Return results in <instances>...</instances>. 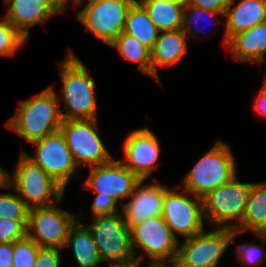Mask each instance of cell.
I'll return each instance as SVG.
<instances>
[{
  "instance_id": "1",
  "label": "cell",
  "mask_w": 266,
  "mask_h": 267,
  "mask_svg": "<svg viewBox=\"0 0 266 267\" xmlns=\"http://www.w3.org/2000/svg\"><path fill=\"white\" fill-rule=\"evenodd\" d=\"M59 103L55 90L49 86L30 100L20 101L5 126L30 143L43 139L60 129L63 119Z\"/></svg>"
},
{
  "instance_id": "30",
  "label": "cell",
  "mask_w": 266,
  "mask_h": 267,
  "mask_svg": "<svg viewBox=\"0 0 266 267\" xmlns=\"http://www.w3.org/2000/svg\"><path fill=\"white\" fill-rule=\"evenodd\" d=\"M256 236L263 242L262 245L258 246L255 242V244L244 243L237 246L236 255L245 267H256L260 263L262 264L263 258L266 257V251L263 248L266 241V233H256Z\"/></svg>"
},
{
  "instance_id": "3",
  "label": "cell",
  "mask_w": 266,
  "mask_h": 267,
  "mask_svg": "<svg viewBox=\"0 0 266 267\" xmlns=\"http://www.w3.org/2000/svg\"><path fill=\"white\" fill-rule=\"evenodd\" d=\"M230 147L217 141L183 178V189L198 198L232 180L236 175L235 157Z\"/></svg>"
},
{
  "instance_id": "10",
  "label": "cell",
  "mask_w": 266,
  "mask_h": 267,
  "mask_svg": "<svg viewBox=\"0 0 266 267\" xmlns=\"http://www.w3.org/2000/svg\"><path fill=\"white\" fill-rule=\"evenodd\" d=\"M59 130L77 166L93 167L113 159L99 137L96 119L63 120Z\"/></svg>"
},
{
  "instance_id": "16",
  "label": "cell",
  "mask_w": 266,
  "mask_h": 267,
  "mask_svg": "<svg viewBox=\"0 0 266 267\" xmlns=\"http://www.w3.org/2000/svg\"><path fill=\"white\" fill-rule=\"evenodd\" d=\"M8 4L5 19L27 39L29 29L44 24L49 18L63 13L68 0H4Z\"/></svg>"
},
{
  "instance_id": "15",
  "label": "cell",
  "mask_w": 266,
  "mask_h": 267,
  "mask_svg": "<svg viewBox=\"0 0 266 267\" xmlns=\"http://www.w3.org/2000/svg\"><path fill=\"white\" fill-rule=\"evenodd\" d=\"M124 159L119 160L140 179H147L157 168L160 144L156 135L148 128H140L130 133L123 147Z\"/></svg>"
},
{
  "instance_id": "14",
  "label": "cell",
  "mask_w": 266,
  "mask_h": 267,
  "mask_svg": "<svg viewBox=\"0 0 266 267\" xmlns=\"http://www.w3.org/2000/svg\"><path fill=\"white\" fill-rule=\"evenodd\" d=\"M89 168L91 171L85 181V189L95 191V196L112 197L117 202L120 199V206L141 180L114 158L106 164Z\"/></svg>"
},
{
  "instance_id": "33",
  "label": "cell",
  "mask_w": 266,
  "mask_h": 267,
  "mask_svg": "<svg viewBox=\"0 0 266 267\" xmlns=\"http://www.w3.org/2000/svg\"><path fill=\"white\" fill-rule=\"evenodd\" d=\"M117 201L112 197L95 196L91 205L93 216L111 215L120 211L116 210Z\"/></svg>"
},
{
  "instance_id": "20",
  "label": "cell",
  "mask_w": 266,
  "mask_h": 267,
  "mask_svg": "<svg viewBox=\"0 0 266 267\" xmlns=\"http://www.w3.org/2000/svg\"><path fill=\"white\" fill-rule=\"evenodd\" d=\"M234 59L262 63L266 55V22L234 35L227 45Z\"/></svg>"
},
{
  "instance_id": "37",
  "label": "cell",
  "mask_w": 266,
  "mask_h": 267,
  "mask_svg": "<svg viewBox=\"0 0 266 267\" xmlns=\"http://www.w3.org/2000/svg\"><path fill=\"white\" fill-rule=\"evenodd\" d=\"M10 188L8 184V172L0 166V189Z\"/></svg>"
},
{
  "instance_id": "26",
  "label": "cell",
  "mask_w": 266,
  "mask_h": 267,
  "mask_svg": "<svg viewBox=\"0 0 266 267\" xmlns=\"http://www.w3.org/2000/svg\"><path fill=\"white\" fill-rule=\"evenodd\" d=\"M28 214L29 208L17 193L0 194V219L18 220L27 228Z\"/></svg>"
},
{
  "instance_id": "34",
  "label": "cell",
  "mask_w": 266,
  "mask_h": 267,
  "mask_svg": "<svg viewBox=\"0 0 266 267\" xmlns=\"http://www.w3.org/2000/svg\"><path fill=\"white\" fill-rule=\"evenodd\" d=\"M230 0H189L187 3L202 9L212 10L225 14Z\"/></svg>"
},
{
  "instance_id": "4",
  "label": "cell",
  "mask_w": 266,
  "mask_h": 267,
  "mask_svg": "<svg viewBox=\"0 0 266 267\" xmlns=\"http://www.w3.org/2000/svg\"><path fill=\"white\" fill-rule=\"evenodd\" d=\"M8 184L29 209L61 204L65 189L34 164L21 151L15 171L8 173Z\"/></svg>"
},
{
  "instance_id": "36",
  "label": "cell",
  "mask_w": 266,
  "mask_h": 267,
  "mask_svg": "<svg viewBox=\"0 0 266 267\" xmlns=\"http://www.w3.org/2000/svg\"><path fill=\"white\" fill-rule=\"evenodd\" d=\"M254 108L260 116H266V81L263 82V86L256 98Z\"/></svg>"
},
{
  "instance_id": "2",
  "label": "cell",
  "mask_w": 266,
  "mask_h": 267,
  "mask_svg": "<svg viewBox=\"0 0 266 267\" xmlns=\"http://www.w3.org/2000/svg\"><path fill=\"white\" fill-rule=\"evenodd\" d=\"M62 93L59 101L66 105L61 111L63 120L97 119L95 81L87 71V67L69 52L63 61L59 62Z\"/></svg>"
},
{
  "instance_id": "7",
  "label": "cell",
  "mask_w": 266,
  "mask_h": 267,
  "mask_svg": "<svg viewBox=\"0 0 266 267\" xmlns=\"http://www.w3.org/2000/svg\"><path fill=\"white\" fill-rule=\"evenodd\" d=\"M238 234L234 229L217 227L185 238L171 267H219L221 256Z\"/></svg>"
},
{
  "instance_id": "38",
  "label": "cell",
  "mask_w": 266,
  "mask_h": 267,
  "mask_svg": "<svg viewBox=\"0 0 266 267\" xmlns=\"http://www.w3.org/2000/svg\"><path fill=\"white\" fill-rule=\"evenodd\" d=\"M111 267H140V263L126 264V265H111Z\"/></svg>"
},
{
  "instance_id": "31",
  "label": "cell",
  "mask_w": 266,
  "mask_h": 267,
  "mask_svg": "<svg viewBox=\"0 0 266 267\" xmlns=\"http://www.w3.org/2000/svg\"><path fill=\"white\" fill-rule=\"evenodd\" d=\"M27 236V228L18 220L0 219V243H14Z\"/></svg>"
},
{
  "instance_id": "6",
  "label": "cell",
  "mask_w": 266,
  "mask_h": 267,
  "mask_svg": "<svg viewBox=\"0 0 266 267\" xmlns=\"http://www.w3.org/2000/svg\"><path fill=\"white\" fill-rule=\"evenodd\" d=\"M90 230L102 262L126 265L136 262L131 246L130 228L121 212L111 215L93 216L86 225Z\"/></svg>"
},
{
  "instance_id": "17",
  "label": "cell",
  "mask_w": 266,
  "mask_h": 267,
  "mask_svg": "<svg viewBox=\"0 0 266 267\" xmlns=\"http://www.w3.org/2000/svg\"><path fill=\"white\" fill-rule=\"evenodd\" d=\"M144 182L141 179L128 197L129 202L121 205L123 220L129 228L148 218L162 216L164 195L169 188L158 183L144 185Z\"/></svg>"
},
{
  "instance_id": "25",
  "label": "cell",
  "mask_w": 266,
  "mask_h": 267,
  "mask_svg": "<svg viewBox=\"0 0 266 267\" xmlns=\"http://www.w3.org/2000/svg\"><path fill=\"white\" fill-rule=\"evenodd\" d=\"M109 46L126 60L137 62L138 70L151 77V50L136 38L122 32Z\"/></svg>"
},
{
  "instance_id": "28",
  "label": "cell",
  "mask_w": 266,
  "mask_h": 267,
  "mask_svg": "<svg viewBox=\"0 0 266 267\" xmlns=\"http://www.w3.org/2000/svg\"><path fill=\"white\" fill-rule=\"evenodd\" d=\"M39 248L40 246L27 236L14 242L12 267H34Z\"/></svg>"
},
{
  "instance_id": "9",
  "label": "cell",
  "mask_w": 266,
  "mask_h": 267,
  "mask_svg": "<svg viewBox=\"0 0 266 267\" xmlns=\"http://www.w3.org/2000/svg\"><path fill=\"white\" fill-rule=\"evenodd\" d=\"M84 0H74L79 6ZM136 0H89L77 19L98 39L111 44L124 30L126 15Z\"/></svg>"
},
{
  "instance_id": "12",
  "label": "cell",
  "mask_w": 266,
  "mask_h": 267,
  "mask_svg": "<svg viewBox=\"0 0 266 267\" xmlns=\"http://www.w3.org/2000/svg\"><path fill=\"white\" fill-rule=\"evenodd\" d=\"M162 217L176 237L189 238L205 230L202 199L183 188L180 192L170 188L165 192Z\"/></svg>"
},
{
  "instance_id": "21",
  "label": "cell",
  "mask_w": 266,
  "mask_h": 267,
  "mask_svg": "<svg viewBox=\"0 0 266 267\" xmlns=\"http://www.w3.org/2000/svg\"><path fill=\"white\" fill-rule=\"evenodd\" d=\"M234 230L266 233V182L251 184L241 223Z\"/></svg>"
},
{
  "instance_id": "11",
  "label": "cell",
  "mask_w": 266,
  "mask_h": 267,
  "mask_svg": "<svg viewBox=\"0 0 266 267\" xmlns=\"http://www.w3.org/2000/svg\"><path fill=\"white\" fill-rule=\"evenodd\" d=\"M57 206L58 203L29 209L27 237L40 247L64 249L70 228L82 217Z\"/></svg>"
},
{
  "instance_id": "23",
  "label": "cell",
  "mask_w": 266,
  "mask_h": 267,
  "mask_svg": "<svg viewBox=\"0 0 266 267\" xmlns=\"http://www.w3.org/2000/svg\"><path fill=\"white\" fill-rule=\"evenodd\" d=\"M147 11L149 18L160 32L182 27L185 4L169 0H137Z\"/></svg>"
},
{
  "instance_id": "18",
  "label": "cell",
  "mask_w": 266,
  "mask_h": 267,
  "mask_svg": "<svg viewBox=\"0 0 266 267\" xmlns=\"http://www.w3.org/2000/svg\"><path fill=\"white\" fill-rule=\"evenodd\" d=\"M234 3L235 0H230L224 14L227 19L223 44L226 47L234 35L266 22V0H240Z\"/></svg>"
},
{
  "instance_id": "39",
  "label": "cell",
  "mask_w": 266,
  "mask_h": 267,
  "mask_svg": "<svg viewBox=\"0 0 266 267\" xmlns=\"http://www.w3.org/2000/svg\"><path fill=\"white\" fill-rule=\"evenodd\" d=\"M169 1H172V2H175V3L187 4V2H188L189 0H169Z\"/></svg>"
},
{
  "instance_id": "8",
  "label": "cell",
  "mask_w": 266,
  "mask_h": 267,
  "mask_svg": "<svg viewBox=\"0 0 266 267\" xmlns=\"http://www.w3.org/2000/svg\"><path fill=\"white\" fill-rule=\"evenodd\" d=\"M251 184L239 182L236 175L209 192L202 198L205 220L215 227L235 229L241 223Z\"/></svg>"
},
{
  "instance_id": "32",
  "label": "cell",
  "mask_w": 266,
  "mask_h": 267,
  "mask_svg": "<svg viewBox=\"0 0 266 267\" xmlns=\"http://www.w3.org/2000/svg\"><path fill=\"white\" fill-rule=\"evenodd\" d=\"M60 248L40 247L34 267H60Z\"/></svg>"
},
{
  "instance_id": "35",
  "label": "cell",
  "mask_w": 266,
  "mask_h": 267,
  "mask_svg": "<svg viewBox=\"0 0 266 267\" xmlns=\"http://www.w3.org/2000/svg\"><path fill=\"white\" fill-rule=\"evenodd\" d=\"M13 243H0V267H12Z\"/></svg>"
},
{
  "instance_id": "29",
  "label": "cell",
  "mask_w": 266,
  "mask_h": 267,
  "mask_svg": "<svg viewBox=\"0 0 266 267\" xmlns=\"http://www.w3.org/2000/svg\"><path fill=\"white\" fill-rule=\"evenodd\" d=\"M217 14L218 15L221 14L222 16L224 15L220 12L202 9L200 7L192 6V5H189L187 3L184 6L181 29L185 33L186 36H187V34H189L187 37H189V36H191L192 38L197 37L196 39H198L197 33H195V32L201 33V32H203V30L201 29L202 27L201 28L198 27L197 21L200 18L203 19V18H206L208 16H210V18L213 17V19L215 20V19H217ZM192 26L194 27L193 29H192ZM199 26H201V25H199Z\"/></svg>"
},
{
  "instance_id": "19",
  "label": "cell",
  "mask_w": 266,
  "mask_h": 267,
  "mask_svg": "<svg viewBox=\"0 0 266 267\" xmlns=\"http://www.w3.org/2000/svg\"><path fill=\"white\" fill-rule=\"evenodd\" d=\"M188 37L182 31L177 29L173 31H162L151 49V77L157 82L158 66L167 67L178 63L187 52Z\"/></svg>"
},
{
  "instance_id": "27",
  "label": "cell",
  "mask_w": 266,
  "mask_h": 267,
  "mask_svg": "<svg viewBox=\"0 0 266 267\" xmlns=\"http://www.w3.org/2000/svg\"><path fill=\"white\" fill-rule=\"evenodd\" d=\"M27 39L4 17L0 20V56H13Z\"/></svg>"
},
{
  "instance_id": "13",
  "label": "cell",
  "mask_w": 266,
  "mask_h": 267,
  "mask_svg": "<svg viewBox=\"0 0 266 267\" xmlns=\"http://www.w3.org/2000/svg\"><path fill=\"white\" fill-rule=\"evenodd\" d=\"M32 143L37 147L34 157L27 154L23 149L22 152L66 189L70 178L75 177V170L78 166L66 145L62 132L58 130Z\"/></svg>"
},
{
  "instance_id": "5",
  "label": "cell",
  "mask_w": 266,
  "mask_h": 267,
  "mask_svg": "<svg viewBox=\"0 0 266 267\" xmlns=\"http://www.w3.org/2000/svg\"><path fill=\"white\" fill-rule=\"evenodd\" d=\"M130 236L137 263H141L144 258L136 254L137 246L151 259L149 267H171L175 262L179 239L171 232L162 216L148 218L130 227Z\"/></svg>"
},
{
  "instance_id": "22",
  "label": "cell",
  "mask_w": 266,
  "mask_h": 267,
  "mask_svg": "<svg viewBox=\"0 0 266 267\" xmlns=\"http://www.w3.org/2000/svg\"><path fill=\"white\" fill-rule=\"evenodd\" d=\"M71 246L80 267H98L102 260L94 238L86 224L77 220L70 228L64 247Z\"/></svg>"
},
{
  "instance_id": "24",
  "label": "cell",
  "mask_w": 266,
  "mask_h": 267,
  "mask_svg": "<svg viewBox=\"0 0 266 267\" xmlns=\"http://www.w3.org/2000/svg\"><path fill=\"white\" fill-rule=\"evenodd\" d=\"M123 33L136 38L150 50L159 37V29L137 0L131 5L127 12Z\"/></svg>"
}]
</instances>
